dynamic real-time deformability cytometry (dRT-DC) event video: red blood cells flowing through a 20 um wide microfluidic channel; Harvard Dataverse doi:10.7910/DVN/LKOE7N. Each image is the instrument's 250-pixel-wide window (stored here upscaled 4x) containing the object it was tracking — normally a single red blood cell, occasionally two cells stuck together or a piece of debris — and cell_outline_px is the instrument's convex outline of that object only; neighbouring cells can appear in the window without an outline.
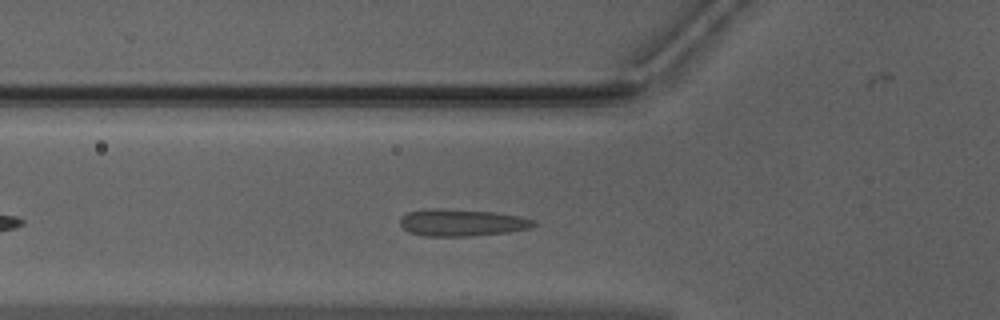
{"species": "Egyptian fruit bat (a non-hibernating species)", "species_latin": "Rousettus aegyptiacus", "temperature_condition": "warm", "stored_images_in_passage": 43, "camera_frame_rate_fps": 3000, "um_per_image_px": 0.085, "animal": {"sex": "male"}, "frame": {"image": 1, "passage_image": 8, "time_ms": 2.333, "image_size_px": [1000, 320], "cell_outline_px": [[536, 224], [528, 228], [508, 232], [472, 236], [424, 236], [408, 232], [400, 224], [400, 216], [408, 212], [428, 208], [440, 208], [496, 212], [520, 216], [536, 220]], "centroid_in_image_um": [39.23, 18.91], "position_along_channel_um": 86.6, "area_um2": 21.21}}
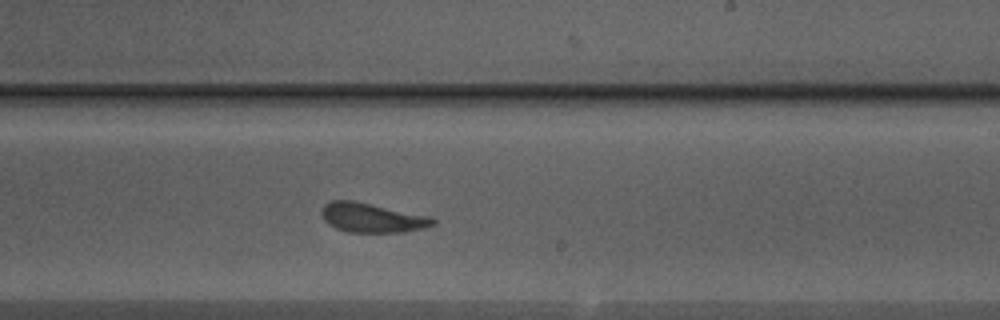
{"frame": {"image": 2, "passage_image": 21, "time_ms": 6.667, "image_size_px": [1000, 320], "cell_outline_px": [[436, 224], [424, 228], [404, 232], [348, 232], [336, 228], [328, 224], [324, 220], [320, 212], [324, 204], [332, 200], [352, 200], [432, 216], [436, 220]], "centroid_in_image_um": [31.64, 18.5], "position_along_channel_um": 257.4, "area_um2": 19.25}}
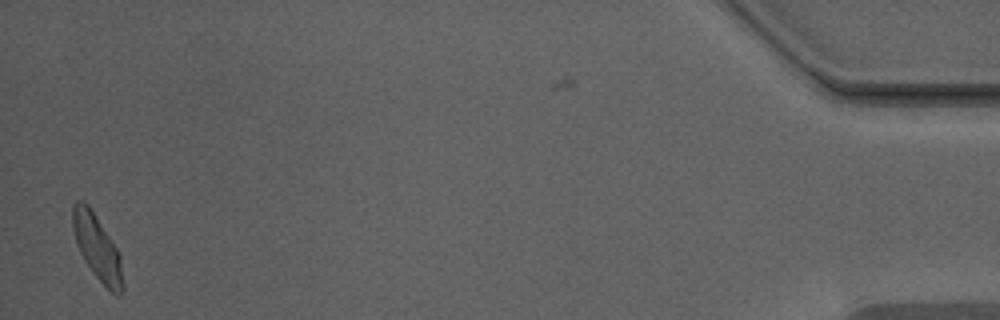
{"frame": {"image": 3, "passage_image": 41, "time_ms": 13.333, "image_size_px": [1000, 320], "cell_outline_px": [[124, 288], [120, 296], [116, 296], [92, 272], [84, 260], [80, 252], [72, 228], [72, 208], [76, 200], [84, 200], [88, 204], [116, 248], [120, 256]], "centroid_in_image_um": [8.25, 21.04], "position_along_channel_um": 426.9, "area_um2": 18.73}, "authors_computed_cell_mechanics": {"area_um2": 19.2474, "velocity_mm_per_s": 3.9435, "shape_relaxation_time_tau1_ms": 5.9045, "shape_relaxation_time_tau2_ms": 0.7248, "deformation_change_tau1": 0.129, "deformation_change_tau2": 0.07}}